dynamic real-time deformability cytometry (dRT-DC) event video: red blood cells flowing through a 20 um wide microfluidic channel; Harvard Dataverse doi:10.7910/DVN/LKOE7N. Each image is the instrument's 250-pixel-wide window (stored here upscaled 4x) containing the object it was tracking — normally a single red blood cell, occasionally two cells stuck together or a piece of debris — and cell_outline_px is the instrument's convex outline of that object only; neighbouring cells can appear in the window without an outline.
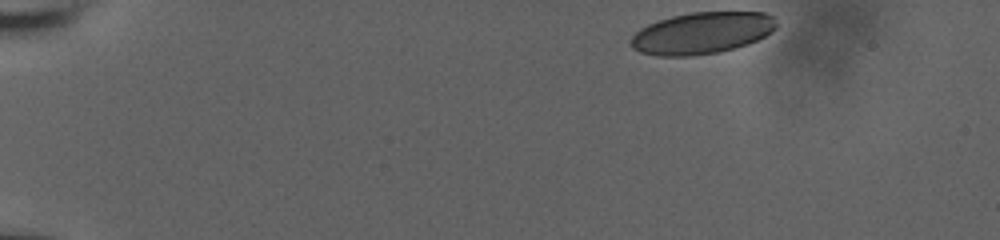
{"species": "human", "species_latin": "Homo sapiens", "temperature_condition": "room temperature", "stored_images_in_passage": 42, "camera_frame_rate_fps": 3000, "um_per_image_px": 0.085, "donor": {"sex": "male"}, "frame": {"image": 1, "passage_image": 1, "time_ms": 0.0, "image_size_px": [1000, 240], "cell_outline_px": [[776, 28], [772, 32], [748, 44], [720, 52], [692, 56], [660, 56], [640, 52], [632, 48], [628, 44], [628, 40], [640, 28], [648, 24], [672, 16], [692, 12], [764, 12], [772, 16], [776, 24]], "centroid_in_image_um": [59.63, 2.82], "position_along_channel_um": 25.4, "area_um2": 35.49}}
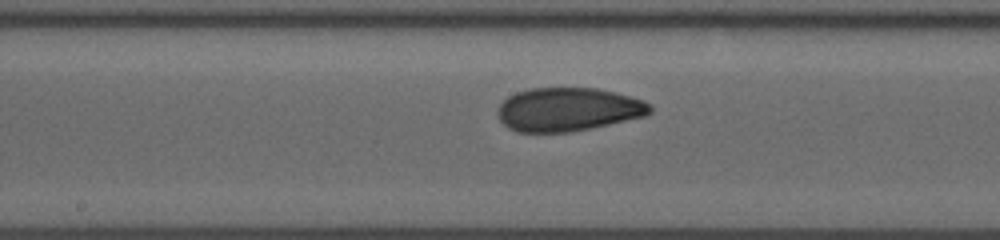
{"frame": {"image": 2, "passage_image": 24, "time_ms": 7.667, "image_size_px": [1000, 240], "cell_outline_px": [[652, 112], [644, 116], [592, 128], [568, 132], [516, 132], [508, 128], [500, 120], [496, 112], [500, 104], [508, 96], [516, 92], [532, 88], [596, 88], [616, 92], [644, 100], [652, 104]], "centroid_in_image_um": [48.29, 9.3], "position_along_channel_um": 199.9, "area_um2": 38.84}}
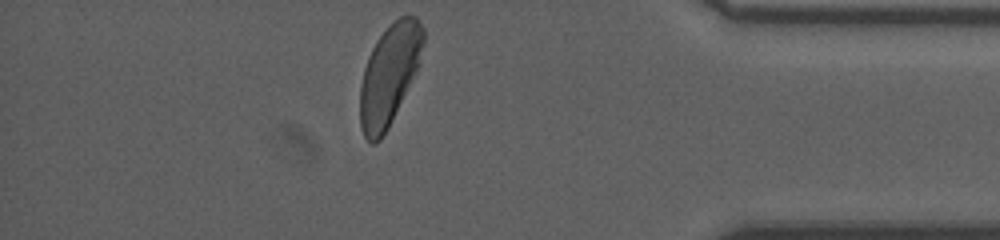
{"frame": {"image": 3, "passage_image": 42, "time_ms": 13.667, "image_size_px": [1000, 240], "cell_outline_px": [[424, 44], [420, 64], [388, 128], [380, 140], [376, 144], [372, 144], [364, 136], [360, 124], [360, 88], [364, 68], [368, 56], [376, 40], [400, 16], [416, 16], [424, 28]], "centroid_in_image_um": [33.1, 6.36], "position_along_channel_um": 402.1, "area_um2": 36.82}, "authors_computed_cell_mechanics": {"area_um2": 38.0324, "velocity_mm_per_s": 3.829, "shape_relaxation_time_tau1_ms": 5.8147, "shape_relaxation_time_tau2_ms": 1.3895, "deformation_change_tau1": 0.1524, "deformation_change_tau2": 0.0618}}